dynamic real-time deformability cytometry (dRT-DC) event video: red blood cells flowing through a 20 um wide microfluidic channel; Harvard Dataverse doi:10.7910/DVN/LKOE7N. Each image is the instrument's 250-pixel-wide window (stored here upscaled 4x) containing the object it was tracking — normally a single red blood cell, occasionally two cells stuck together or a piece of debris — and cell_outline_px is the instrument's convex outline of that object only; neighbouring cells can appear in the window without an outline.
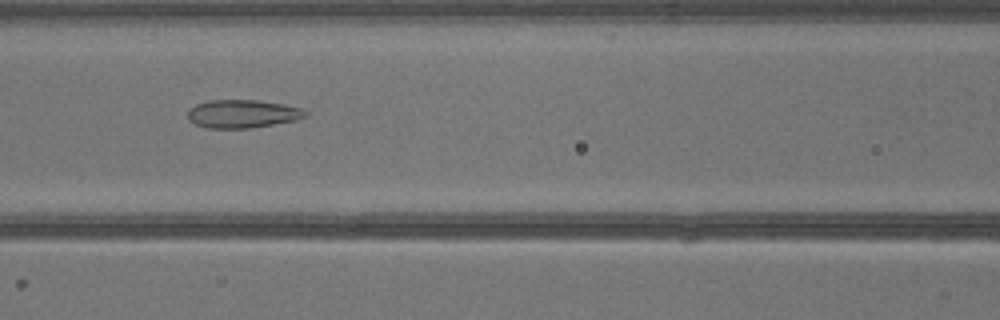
{"species": "common noctule bat (a hibernating species)", "species_latin": "Nyctalus noctula", "temperature_condition": "warm", "stored_images_in_passage": 40, "camera_frame_rate_fps": 3000, "um_per_image_px": 0.085, "animal": {"sex": "male", "body_mass_g": 13.3}, "frame": {"image": 1, "passage_image": 18, "time_ms": 5.667, "image_size_px": [1000, 320], "cell_outline_px": [[308, 112], [304, 116], [296, 120], [248, 128], [204, 128], [188, 120], [188, 112], [196, 104], [208, 100], [256, 100], [284, 104], [300, 108]], "centroid_in_image_um": [20.58, 9.67], "position_along_channel_um": 146.0, "area_um2": 19.13}}
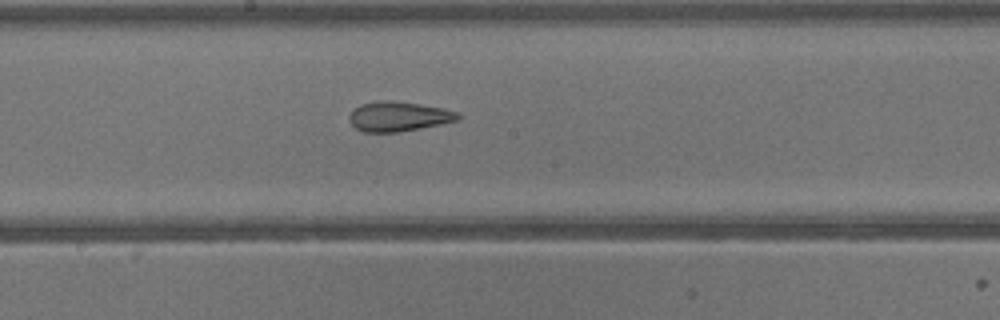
{"frame": {"image": 2, "passage_image": 22, "time_ms": 7.0, "image_size_px": [1000, 320], "cell_outline_px": [[460, 120], [440, 124], [396, 132], [364, 132], [356, 128], [348, 120], [348, 116], [360, 104], [384, 100], [388, 100], [420, 104], [444, 108], [460, 112]], "centroid_in_image_um": [33.9, 9.89], "position_along_channel_um": 214.3, "area_um2": 18.73}}
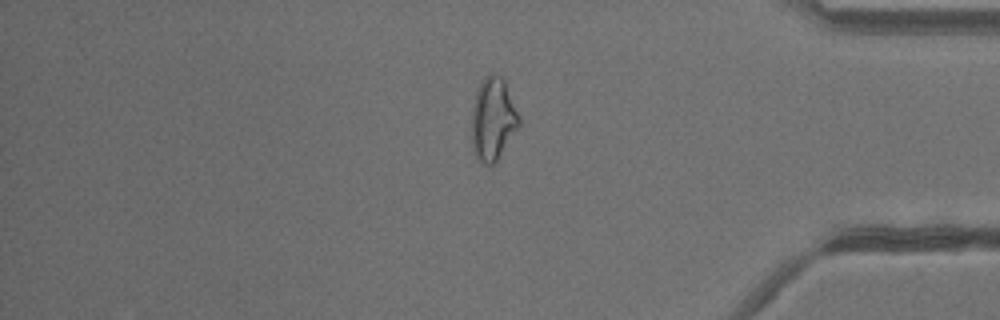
{"frame": {"image": 3, "passage_image": 34, "time_ms": 11.0, "image_size_px": [1000, 320], "cell_outline_px": [[520, 128], [496, 164], [484, 164], [476, 156], [472, 148], [472, 112], [476, 92], [484, 76], [492, 72], [496, 72], [504, 80], [520, 116]], "centroid_in_image_um": [41.94, 10.15], "position_along_channel_um": 393.3, "area_um2": 23.29}}